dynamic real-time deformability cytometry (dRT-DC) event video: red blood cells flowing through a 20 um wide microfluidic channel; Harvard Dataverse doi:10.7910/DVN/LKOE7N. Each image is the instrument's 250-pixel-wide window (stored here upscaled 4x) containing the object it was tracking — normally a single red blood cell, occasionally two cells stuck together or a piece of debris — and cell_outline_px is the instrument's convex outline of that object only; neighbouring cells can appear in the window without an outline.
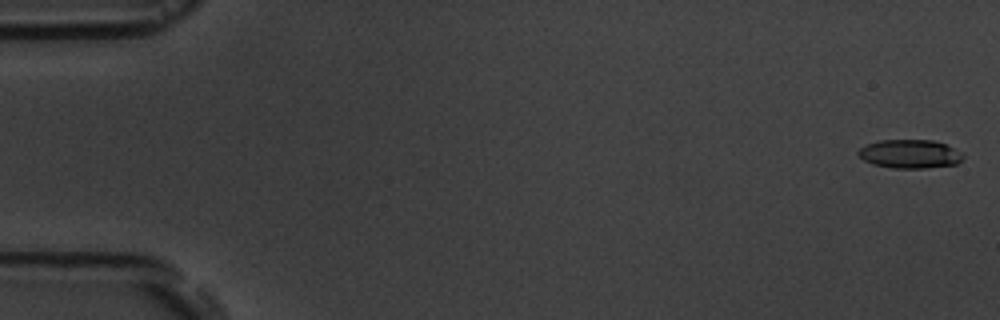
{"species": "common noctule bat (a hibernating species)", "species_latin": "Nyctalus noctula", "temperature_condition": "room temperature", "stored_images_in_passage": 7, "camera_frame_rate_fps": 3000, "um_per_image_px": 0.085, "animal": {"sex": "male", "body_mass_g": 19.5, "forearm_length_mm": 54.6}, "frame": {"image": 1, "passage_image": 1, "time_ms": 0.0, "image_size_px": [1000, 320], "cell_outline_px": [[964, 156], [956, 164], [924, 168], [892, 168], [872, 164], [864, 160], [856, 152], [860, 148], [868, 144], [880, 140], [932, 140], [944, 144], [952, 148]], "centroid_in_image_um": [77.29, 13.09], "position_along_channel_um": 7.7, "area_um2": 17.22}}
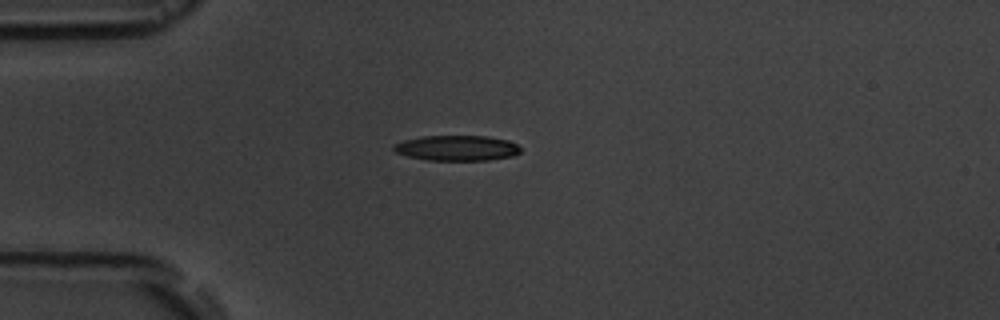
{"frame": {"image": 2, "passage_image": 5, "time_ms": 4.667, "image_size_px": [1000, 320], "cell_outline_px": [[520, 152], [512, 156], [488, 160], [428, 160], [408, 156], [396, 152], [392, 148], [392, 144], [404, 140], [424, 136], [488, 136], [508, 140], [516, 144], [520, 148]], "centroid_in_image_um": [38.82, 12.58], "position_along_channel_um": 46.2, "area_um2": 18.67}}
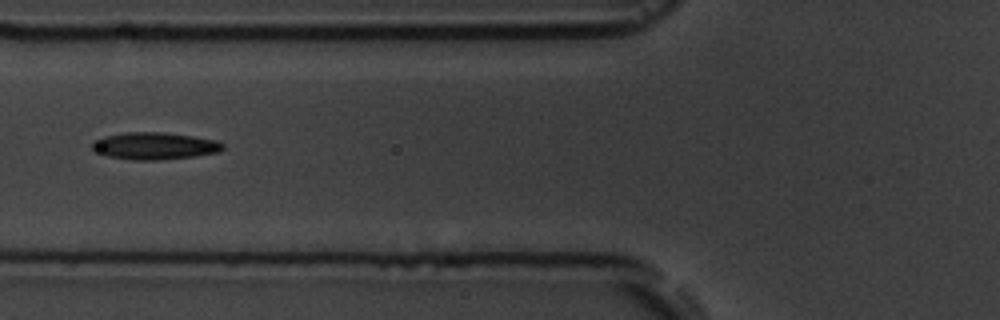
{"frame": {"image": 3, "passage_image": 7, "time_ms": 7.0, "image_size_px": [1000, 320], "cell_outline_px": [[224, 148], [220, 152], [192, 156], [160, 160], [132, 160], [108, 156], [92, 152], [92, 144], [96, 140], [104, 136], [128, 132], [164, 132], [192, 136], [216, 140], [224, 144]], "centroid_in_image_um": [13.12, 12.4], "position_along_channel_um": 112.7, "area_um2": 20.69}}